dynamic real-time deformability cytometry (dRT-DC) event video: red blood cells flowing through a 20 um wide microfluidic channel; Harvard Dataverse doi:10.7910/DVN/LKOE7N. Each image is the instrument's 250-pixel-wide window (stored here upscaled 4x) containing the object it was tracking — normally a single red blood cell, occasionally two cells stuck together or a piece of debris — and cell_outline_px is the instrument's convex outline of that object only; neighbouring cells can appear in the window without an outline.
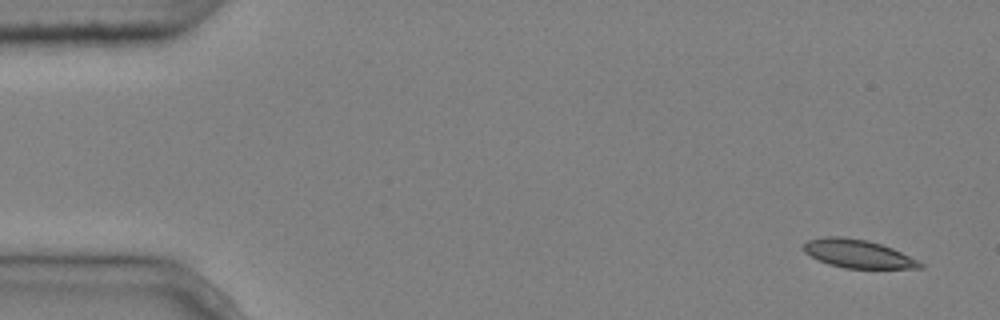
{"species": "common noctule bat (a hibernating species)", "species_latin": "Nyctalus noctula", "temperature_condition": "cold", "stored_images_in_passage": 7, "camera_frame_rate_fps": 3000, "um_per_image_px": 0.085, "animal": {"sex": "male", "body_mass_g": 20.4}, "frame": {"image": 1, "passage_image": 1, "time_ms": 0.0, "image_size_px": [1000, 320], "cell_outline_px": [[924, 268], [844, 268], [828, 264], [804, 252], [804, 244], [808, 240], [824, 236], [840, 236], [864, 240], [880, 244], [892, 248], [924, 264]], "centroid_in_image_um": [72.9, 21.57], "position_along_channel_um": 12.1, "area_um2": 18.84}}